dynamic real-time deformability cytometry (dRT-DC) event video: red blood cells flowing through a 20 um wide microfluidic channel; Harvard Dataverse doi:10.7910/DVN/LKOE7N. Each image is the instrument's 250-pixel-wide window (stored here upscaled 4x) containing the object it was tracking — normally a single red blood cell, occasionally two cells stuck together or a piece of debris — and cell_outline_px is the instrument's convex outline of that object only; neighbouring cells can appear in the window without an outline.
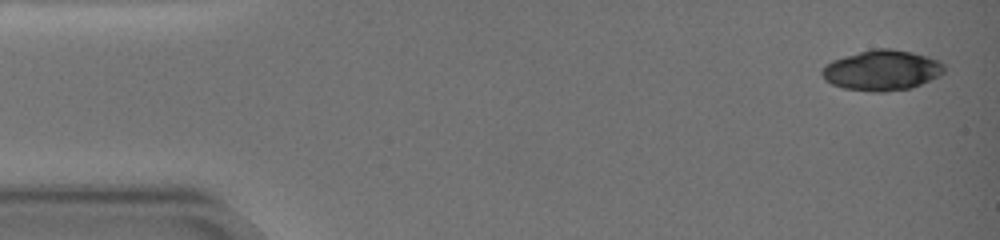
{"species": "common noctule bat (a hibernating species)", "species_latin": "Nyctalus noctula", "temperature_condition": "warm", "stored_images_in_passage": 8, "camera_frame_rate_fps": 3000, "um_per_image_px": 0.085, "animal": {"sex": "female", "body_mass_g": 19.0, "forearm_length_mm": 51.5}, "frame": {"image": 1, "passage_image": 1, "time_ms": 0.0, "image_size_px": [1000, 240], "cell_outline_px": [[944, 72], [940, 76], [912, 88], [884, 92], [872, 92], [844, 88], [832, 84], [824, 80], [820, 72], [832, 60], [844, 56], [872, 48], [892, 48], [912, 52], [928, 56], [940, 60], [944, 64]], "centroid_in_image_um": [74.99, 5.97], "position_along_channel_um": 10.0, "area_um2": 29.02}}
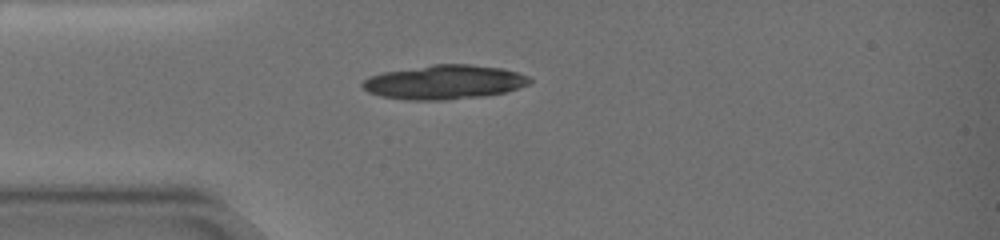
{"frame": {"image": 2, "passage_image": 7, "time_ms": 4.667, "image_size_px": [1000, 240], "cell_outline_px": [[532, 80], [528, 84], [520, 88], [508, 92], [484, 96], [448, 100], [408, 100], [380, 96], [368, 92], [360, 84], [368, 76], [384, 72], [432, 64], [468, 64], [500, 68], [516, 72], [528, 76]], "centroid_in_image_um": [37.76, 6.99], "position_along_channel_um": 47.2, "area_um2": 33.47}}